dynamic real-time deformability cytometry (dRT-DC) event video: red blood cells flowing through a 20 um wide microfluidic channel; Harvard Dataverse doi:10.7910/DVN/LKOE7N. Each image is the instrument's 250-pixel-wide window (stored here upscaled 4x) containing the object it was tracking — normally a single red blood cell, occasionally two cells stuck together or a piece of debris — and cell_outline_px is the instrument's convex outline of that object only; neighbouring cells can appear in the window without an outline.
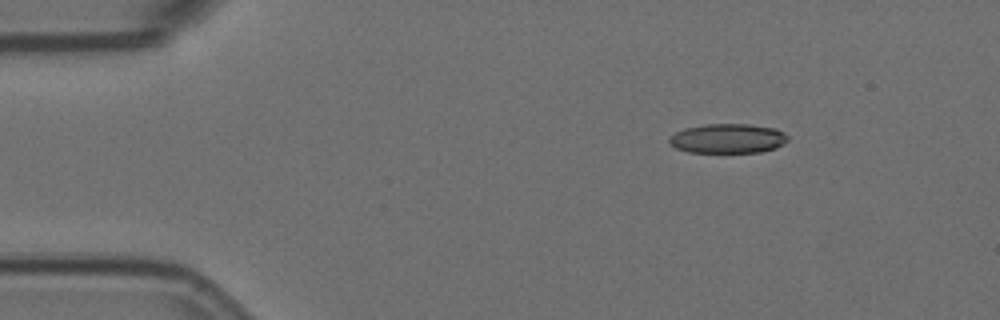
{"species": "Egyptian fruit bat (a non-hibernating species)", "species_latin": "Rousettus aegyptiacus", "temperature_condition": "room temperature", "stored_images_in_passage": 4, "camera_frame_rate_fps": 3000, "um_per_image_px": 0.085, "animal": {"sex": "female"}, "frame": {"image": 1, "passage_image": 1, "time_ms": 0.0, "image_size_px": [1000, 320], "cell_outline_px": [[788, 140], [784, 144], [776, 148], [760, 152], [688, 152], [676, 148], [668, 144], [668, 140], [676, 132], [684, 128], [704, 124], [748, 124], [776, 128], [784, 132], [788, 136]], "centroid_in_image_um": [61.88, 11.77], "position_along_channel_um": 23.1, "area_um2": 20.52}}
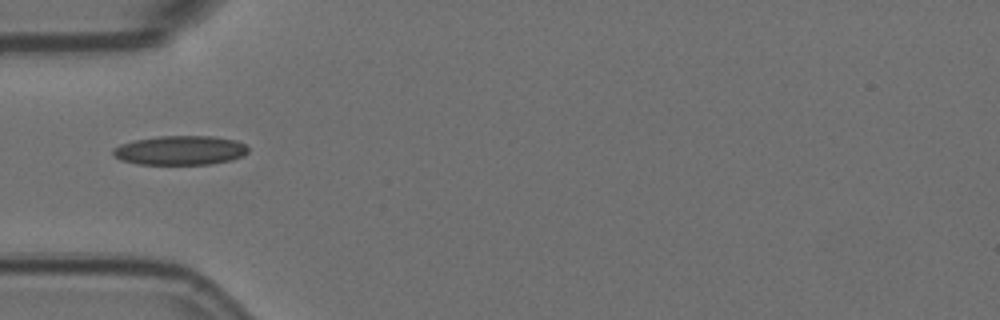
{"frame": {"image": 2, "passage_image": 4, "time_ms": 1.0, "image_size_px": [1000, 320], "cell_outline_px": [[248, 152], [244, 156], [232, 160], [212, 164], [136, 164], [120, 160], [112, 156], [112, 148], [120, 144], [136, 140], [160, 136], [212, 136], [236, 140], [244, 144], [248, 148]], "centroid_in_image_um": [15.31, 12.78], "position_along_channel_um": 69.7, "area_um2": 23.24}}